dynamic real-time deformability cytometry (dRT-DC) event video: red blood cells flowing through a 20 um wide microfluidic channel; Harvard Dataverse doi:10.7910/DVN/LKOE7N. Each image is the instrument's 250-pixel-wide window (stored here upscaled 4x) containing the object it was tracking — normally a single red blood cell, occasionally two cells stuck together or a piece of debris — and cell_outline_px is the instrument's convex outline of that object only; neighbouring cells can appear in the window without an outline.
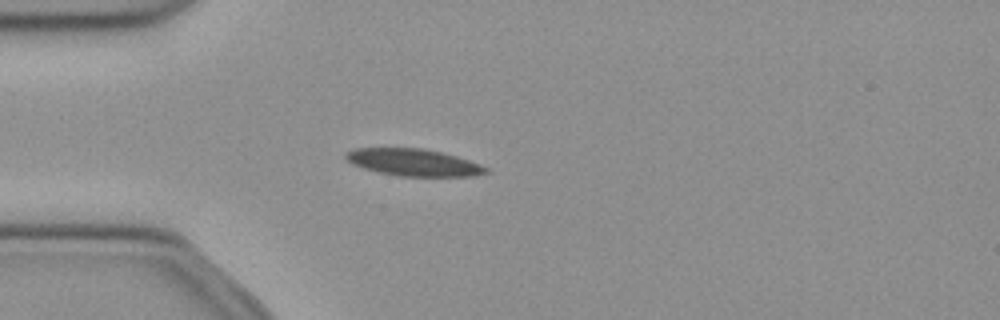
{"species": "common noctule bat (a hibernating species)", "species_latin": "Nyctalus noctula", "temperature_condition": "cold", "stored_images_in_passage": 39, "camera_frame_rate_fps": 3000, "um_per_image_px": 0.085, "animal": {"sex": "female", "body_mass_g": 21.9}, "frame": {"image": 1, "passage_image": 1, "time_ms": 0.0, "image_size_px": [1000, 320], "cell_outline_px": [[488, 172], [476, 176], [400, 176], [380, 172], [364, 168], [352, 164], [344, 156], [352, 148], [424, 148], [456, 156], [480, 164], [488, 168]], "centroid_in_image_um": [35.16, 13.8], "position_along_channel_um": 49.8, "area_um2": 21.91}}
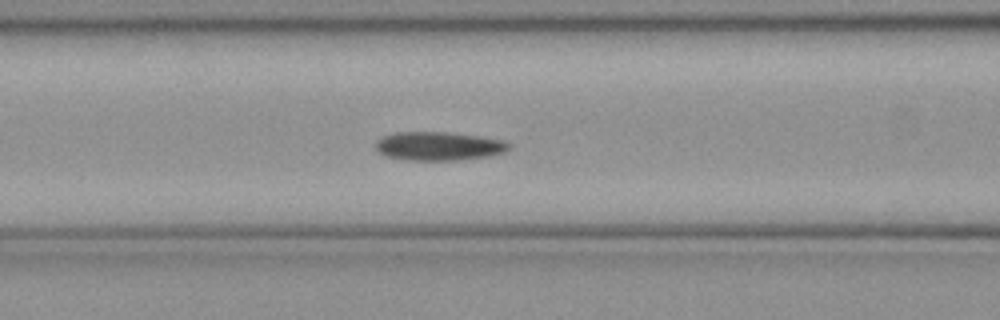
{"frame": {"image": 2, "passage_image": 8, "time_ms": 2.333, "image_size_px": [1000, 320], "cell_outline_px": [[512, 148], [504, 152], [488, 156], [456, 160], [404, 160], [384, 156], [376, 152], [376, 140], [380, 136], [392, 132], [448, 132], [480, 136], [504, 140], [512, 144]], "centroid_in_image_um": [37.25, 12.41], "position_along_channel_um": 129.3, "area_um2": 22.72}}
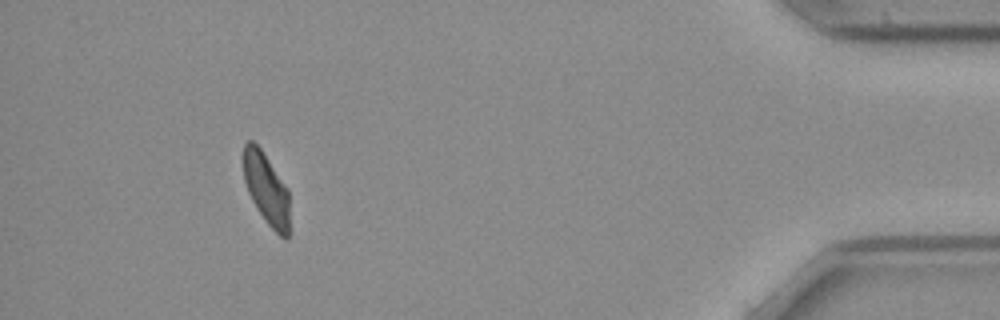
{"frame": {"image": 3, "passage_image": 35, "time_ms": 11.333, "image_size_px": [1000, 320], "cell_outline_px": [[288, 240], [284, 240], [268, 224], [252, 200], [248, 192], [244, 180], [244, 144], [248, 140], [252, 140], [260, 148], [288, 188]], "centroid_in_image_um": [22.64, 16.05], "position_along_channel_um": 412.6, "area_um2": 18.84}, "authors_computed_cell_mechanics": {"area_um2": 21.7906, "velocity_mm_per_s": 3.8757, "shape_relaxation_time_tau1_ms": 4.7604, "shape_relaxation_time_tau2_ms": null, "deformation_change_tau1": 0.1415, "deformation_change_tau2": null}}